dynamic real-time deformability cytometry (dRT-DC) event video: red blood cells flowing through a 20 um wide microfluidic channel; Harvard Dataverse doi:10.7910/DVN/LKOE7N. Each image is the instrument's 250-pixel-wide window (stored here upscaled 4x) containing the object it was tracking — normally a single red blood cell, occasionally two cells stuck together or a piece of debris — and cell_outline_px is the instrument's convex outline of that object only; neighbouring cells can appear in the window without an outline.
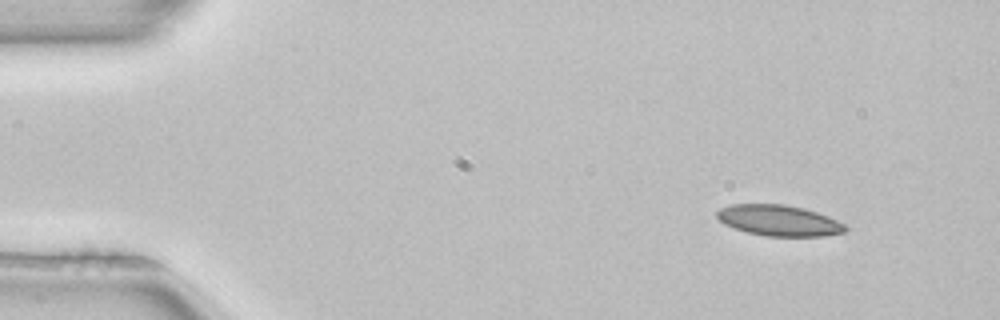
{"species": "common noctule bat (a hibernating species)", "species_latin": "Nyctalus noctula", "temperature_condition": "room temperature", "stored_images_in_passage": 4, "segment_of_instrument_passage": [1, 2], "camera_frame_rate_fps": 3000, "um_per_image_px": 0.085, "animal": {"sex": "female", "body_mass_g": 22.7, "forearm_length_mm": 54.2}, "frame": {"image": 1, "passage_image": 1, "time_ms": 0.0, "image_size_px": [1000, 320], "cell_outline_px": [[848, 228], [844, 232], [824, 236], [768, 236], [748, 232], [724, 224], [716, 216], [716, 212], [720, 208], [732, 204], [784, 204], [804, 208], [828, 216], [844, 224]], "centroid_in_image_um": [66.21, 18.73], "position_along_channel_um": 18.8, "area_um2": 22.95}}